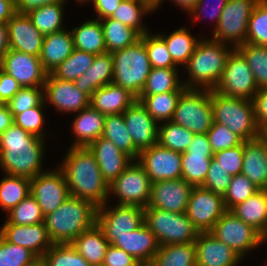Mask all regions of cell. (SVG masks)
Returning <instances> with one entry per match:
<instances>
[{
  "instance_id": "5",
  "label": "cell",
  "mask_w": 267,
  "mask_h": 266,
  "mask_svg": "<svg viewBox=\"0 0 267 266\" xmlns=\"http://www.w3.org/2000/svg\"><path fill=\"white\" fill-rule=\"evenodd\" d=\"M113 81L138 98L151 72L152 66L145 47V34L133 45L112 53Z\"/></svg>"
},
{
  "instance_id": "63",
  "label": "cell",
  "mask_w": 267,
  "mask_h": 266,
  "mask_svg": "<svg viewBox=\"0 0 267 266\" xmlns=\"http://www.w3.org/2000/svg\"><path fill=\"white\" fill-rule=\"evenodd\" d=\"M183 153L214 154L207 134H195L191 144Z\"/></svg>"
},
{
  "instance_id": "15",
  "label": "cell",
  "mask_w": 267,
  "mask_h": 266,
  "mask_svg": "<svg viewBox=\"0 0 267 266\" xmlns=\"http://www.w3.org/2000/svg\"><path fill=\"white\" fill-rule=\"evenodd\" d=\"M137 162L144 168L152 183L182 178L181 153L158 143L141 151Z\"/></svg>"
},
{
  "instance_id": "45",
  "label": "cell",
  "mask_w": 267,
  "mask_h": 266,
  "mask_svg": "<svg viewBox=\"0 0 267 266\" xmlns=\"http://www.w3.org/2000/svg\"><path fill=\"white\" fill-rule=\"evenodd\" d=\"M182 178L193 187L203 185L213 154L181 153Z\"/></svg>"
},
{
  "instance_id": "4",
  "label": "cell",
  "mask_w": 267,
  "mask_h": 266,
  "mask_svg": "<svg viewBox=\"0 0 267 266\" xmlns=\"http://www.w3.org/2000/svg\"><path fill=\"white\" fill-rule=\"evenodd\" d=\"M231 52L226 43L213 39L198 41L193 54L185 65L189 74L187 82L183 83L185 88L197 89L198 87V89L213 90L222 78Z\"/></svg>"
},
{
  "instance_id": "3",
  "label": "cell",
  "mask_w": 267,
  "mask_h": 266,
  "mask_svg": "<svg viewBox=\"0 0 267 266\" xmlns=\"http://www.w3.org/2000/svg\"><path fill=\"white\" fill-rule=\"evenodd\" d=\"M97 207L90 201L69 197L55 211L44 216L53 244H70L96 223Z\"/></svg>"
},
{
  "instance_id": "1",
  "label": "cell",
  "mask_w": 267,
  "mask_h": 266,
  "mask_svg": "<svg viewBox=\"0 0 267 266\" xmlns=\"http://www.w3.org/2000/svg\"><path fill=\"white\" fill-rule=\"evenodd\" d=\"M59 169L71 197L88 200L96 207L107 204L109 184L88 147H70Z\"/></svg>"
},
{
  "instance_id": "65",
  "label": "cell",
  "mask_w": 267,
  "mask_h": 266,
  "mask_svg": "<svg viewBox=\"0 0 267 266\" xmlns=\"http://www.w3.org/2000/svg\"><path fill=\"white\" fill-rule=\"evenodd\" d=\"M15 14V0H0V23L6 24Z\"/></svg>"
},
{
  "instance_id": "43",
  "label": "cell",
  "mask_w": 267,
  "mask_h": 266,
  "mask_svg": "<svg viewBox=\"0 0 267 266\" xmlns=\"http://www.w3.org/2000/svg\"><path fill=\"white\" fill-rule=\"evenodd\" d=\"M194 135L187 128L170 120L158 126L157 143L167 149L183 153L191 144Z\"/></svg>"
},
{
  "instance_id": "58",
  "label": "cell",
  "mask_w": 267,
  "mask_h": 266,
  "mask_svg": "<svg viewBox=\"0 0 267 266\" xmlns=\"http://www.w3.org/2000/svg\"><path fill=\"white\" fill-rule=\"evenodd\" d=\"M251 101L256 124L262 134H267V88L259 89Z\"/></svg>"
},
{
  "instance_id": "71",
  "label": "cell",
  "mask_w": 267,
  "mask_h": 266,
  "mask_svg": "<svg viewBox=\"0 0 267 266\" xmlns=\"http://www.w3.org/2000/svg\"><path fill=\"white\" fill-rule=\"evenodd\" d=\"M267 241V226L266 229L261 233V243Z\"/></svg>"
},
{
  "instance_id": "21",
  "label": "cell",
  "mask_w": 267,
  "mask_h": 266,
  "mask_svg": "<svg viewBox=\"0 0 267 266\" xmlns=\"http://www.w3.org/2000/svg\"><path fill=\"white\" fill-rule=\"evenodd\" d=\"M0 235L9 243L20 245L43 257L53 245L44 222L33 225L10 224L7 220L0 229Z\"/></svg>"
},
{
  "instance_id": "62",
  "label": "cell",
  "mask_w": 267,
  "mask_h": 266,
  "mask_svg": "<svg viewBox=\"0 0 267 266\" xmlns=\"http://www.w3.org/2000/svg\"><path fill=\"white\" fill-rule=\"evenodd\" d=\"M123 0H93L94 9L98 20L110 18Z\"/></svg>"
},
{
  "instance_id": "13",
  "label": "cell",
  "mask_w": 267,
  "mask_h": 266,
  "mask_svg": "<svg viewBox=\"0 0 267 266\" xmlns=\"http://www.w3.org/2000/svg\"><path fill=\"white\" fill-rule=\"evenodd\" d=\"M106 205L97 207L96 223L102 229L109 245L144 223V208L117 204L107 210Z\"/></svg>"
},
{
  "instance_id": "37",
  "label": "cell",
  "mask_w": 267,
  "mask_h": 266,
  "mask_svg": "<svg viewBox=\"0 0 267 266\" xmlns=\"http://www.w3.org/2000/svg\"><path fill=\"white\" fill-rule=\"evenodd\" d=\"M179 81L176 68H152L140 95L183 92L186 88Z\"/></svg>"
},
{
  "instance_id": "20",
  "label": "cell",
  "mask_w": 267,
  "mask_h": 266,
  "mask_svg": "<svg viewBox=\"0 0 267 266\" xmlns=\"http://www.w3.org/2000/svg\"><path fill=\"white\" fill-rule=\"evenodd\" d=\"M124 121L135 149L140 153L158 142V126L145 107L136 100L124 113Z\"/></svg>"
},
{
  "instance_id": "6",
  "label": "cell",
  "mask_w": 267,
  "mask_h": 266,
  "mask_svg": "<svg viewBox=\"0 0 267 266\" xmlns=\"http://www.w3.org/2000/svg\"><path fill=\"white\" fill-rule=\"evenodd\" d=\"M211 104L214 122L228 127L244 141L253 140L262 135L255 121L251 100L224 96L213 89Z\"/></svg>"
},
{
  "instance_id": "47",
  "label": "cell",
  "mask_w": 267,
  "mask_h": 266,
  "mask_svg": "<svg viewBox=\"0 0 267 266\" xmlns=\"http://www.w3.org/2000/svg\"><path fill=\"white\" fill-rule=\"evenodd\" d=\"M267 47V0L255 5L247 26L246 42Z\"/></svg>"
},
{
  "instance_id": "22",
  "label": "cell",
  "mask_w": 267,
  "mask_h": 266,
  "mask_svg": "<svg viewBox=\"0 0 267 266\" xmlns=\"http://www.w3.org/2000/svg\"><path fill=\"white\" fill-rule=\"evenodd\" d=\"M6 24L10 49L40 55L44 35L34 27L27 14L16 13Z\"/></svg>"
},
{
  "instance_id": "19",
  "label": "cell",
  "mask_w": 267,
  "mask_h": 266,
  "mask_svg": "<svg viewBox=\"0 0 267 266\" xmlns=\"http://www.w3.org/2000/svg\"><path fill=\"white\" fill-rule=\"evenodd\" d=\"M44 100L61 112H79L90 105V97L79 90L73 81L47 75L44 84Z\"/></svg>"
},
{
  "instance_id": "69",
  "label": "cell",
  "mask_w": 267,
  "mask_h": 266,
  "mask_svg": "<svg viewBox=\"0 0 267 266\" xmlns=\"http://www.w3.org/2000/svg\"><path fill=\"white\" fill-rule=\"evenodd\" d=\"M29 266H49L44 257H37Z\"/></svg>"
},
{
  "instance_id": "26",
  "label": "cell",
  "mask_w": 267,
  "mask_h": 266,
  "mask_svg": "<svg viewBox=\"0 0 267 266\" xmlns=\"http://www.w3.org/2000/svg\"><path fill=\"white\" fill-rule=\"evenodd\" d=\"M112 245L126 251L142 266H149L160 247L156 236L145 223L125 236H121Z\"/></svg>"
},
{
  "instance_id": "51",
  "label": "cell",
  "mask_w": 267,
  "mask_h": 266,
  "mask_svg": "<svg viewBox=\"0 0 267 266\" xmlns=\"http://www.w3.org/2000/svg\"><path fill=\"white\" fill-rule=\"evenodd\" d=\"M36 258L30 250L9 243L0 235V266H29Z\"/></svg>"
},
{
  "instance_id": "70",
  "label": "cell",
  "mask_w": 267,
  "mask_h": 266,
  "mask_svg": "<svg viewBox=\"0 0 267 266\" xmlns=\"http://www.w3.org/2000/svg\"><path fill=\"white\" fill-rule=\"evenodd\" d=\"M144 1H147L148 3H150L156 10V8L159 7L161 1L163 0H144Z\"/></svg>"
},
{
  "instance_id": "31",
  "label": "cell",
  "mask_w": 267,
  "mask_h": 266,
  "mask_svg": "<svg viewBox=\"0 0 267 266\" xmlns=\"http://www.w3.org/2000/svg\"><path fill=\"white\" fill-rule=\"evenodd\" d=\"M70 244L91 266L103 265L109 242L97 223L82 232Z\"/></svg>"
},
{
  "instance_id": "38",
  "label": "cell",
  "mask_w": 267,
  "mask_h": 266,
  "mask_svg": "<svg viewBox=\"0 0 267 266\" xmlns=\"http://www.w3.org/2000/svg\"><path fill=\"white\" fill-rule=\"evenodd\" d=\"M65 1L43 5L27 13L34 27L44 36L63 30V6Z\"/></svg>"
},
{
  "instance_id": "18",
  "label": "cell",
  "mask_w": 267,
  "mask_h": 266,
  "mask_svg": "<svg viewBox=\"0 0 267 266\" xmlns=\"http://www.w3.org/2000/svg\"><path fill=\"white\" fill-rule=\"evenodd\" d=\"M192 189L193 186L183 178L152 183L147 207L185 213Z\"/></svg>"
},
{
  "instance_id": "14",
  "label": "cell",
  "mask_w": 267,
  "mask_h": 266,
  "mask_svg": "<svg viewBox=\"0 0 267 266\" xmlns=\"http://www.w3.org/2000/svg\"><path fill=\"white\" fill-rule=\"evenodd\" d=\"M223 196L203 187H193L186 215L199 232H209L226 212Z\"/></svg>"
},
{
  "instance_id": "27",
  "label": "cell",
  "mask_w": 267,
  "mask_h": 266,
  "mask_svg": "<svg viewBox=\"0 0 267 266\" xmlns=\"http://www.w3.org/2000/svg\"><path fill=\"white\" fill-rule=\"evenodd\" d=\"M136 100L127 89L110 83L92 93L90 105L104 115H113L124 113Z\"/></svg>"
},
{
  "instance_id": "53",
  "label": "cell",
  "mask_w": 267,
  "mask_h": 266,
  "mask_svg": "<svg viewBox=\"0 0 267 266\" xmlns=\"http://www.w3.org/2000/svg\"><path fill=\"white\" fill-rule=\"evenodd\" d=\"M43 89L44 87H22L6 104L13 117L38 106L44 100Z\"/></svg>"
},
{
  "instance_id": "29",
  "label": "cell",
  "mask_w": 267,
  "mask_h": 266,
  "mask_svg": "<svg viewBox=\"0 0 267 266\" xmlns=\"http://www.w3.org/2000/svg\"><path fill=\"white\" fill-rule=\"evenodd\" d=\"M113 70L112 53L97 54L92 65L74 83L79 90L91 97L95 90L112 83Z\"/></svg>"
},
{
  "instance_id": "36",
  "label": "cell",
  "mask_w": 267,
  "mask_h": 266,
  "mask_svg": "<svg viewBox=\"0 0 267 266\" xmlns=\"http://www.w3.org/2000/svg\"><path fill=\"white\" fill-rule=\"evenodd\" d=\"M102 137L110 140L121 151L130 156L134 161L138 159L139 152L135 149L131 135L125 125L123 113L105 115Z\"/></svg>"
},
{
  "instance_id": "67",
  "label": "cell",
  "mask_w": 267,
  "mask_h": 266,
  "mask_svg": "<svg viewBox=\"0 0 267 266\" xmlns=\"http://www.w3.org/2000/svg\"><path fill=\"white\" fill-rule=\"evenodd\" d=\"M9 49L7 24L0 23V62Z\"/></svg>"
},
{
  "instance_id": "49",
  "label": "cell",
  "mask_w": 267,
  "mask_h": 266,
  "mask_svg": "<svg viewBox=\"0 0 267 266\" xmlns=\"http://www.w3.org/2000/svg\"><path fill=\"white\" fill-rule=\"evenodd\" d=\"M43 257L49 266H91L71 244H53Z\"/></svg>"
},
{
  "instance_id": "60",
  "label": "cell",
  "mask_w": 267,
  "mask_h": 266,
  "mask_svg": "<svg viewBox=\"0 0 267 266\" xmlns=\"http://www.w3.org/2000/svg\"><path fill=\"white\" fill-rule=\"evenodd\" d=\"M20 84L0 68V103L7 102L21 89Z\"/></svg>"
},
{
  "instance_id": "66",
  "label": "cell",
  "mask_w": 267,
  "mask_h": 266,
  "mask_svg": "<svg viewBox=\"0 0 267 266\" xmlns=\"http://www.w3.org/2000/svg\"><path fill=\"white\" fill-rule=\"evenodd\" d=\"M14 124L13 115L6 104L0 103V135Z\"/></svg>"
},
{
  "instance_id": "32",
  "label": "cell",
  "mask_w": 267,
  "mask_h": 266,
  "mask_svg": "<svg viewBox=\"0 0 267 266\" xmlns=\"http://www.w3.org/2000/svg\"><path fill=\"white\" fill-rule=\"evenodd\" d=\"M229 211L262 233L267 226V192L259 189L247 200L236 204Z\"/></svg>"
},
{
  "instance_id": "44",
  "label": "cell",
  "mask_w": 267,
  "mask_h": 266,
  "mask_svg": "<svg viewBox=\"0 0 267 266\" xmlns=\"http://www.w3.org/2000/svg\"><path fill=\"white\" fill-rule=\"evenodd\" d=\"M30 194V180L6 175L0 181V206L9 212Z\"/></svg>"
},
{
  "instance_id": "34",
  "label": "cell",
  "mask_w": 267,
  "mask_h": 266,
  "mask_svg": "<svg viewBox=\"0 0 267 266\" xmlns=\"http://www.w3.org/2000/svg\"><path fill=\"white\" fill-rule=\"evenodd\" d=\"M100 23L103 28L106 51L109 53L133 45L141 37L136 30L118 20L105 18L101 19Z\"/></svg>"
},
{
  "instance_id": "50",
  "label": "cell",
  "mask_w": 267,
  "mask_h": 266,
  "mask_svg": "<svg viewBox=\"0 0 267 266\" xmlns=\"http://www.w3.org/2000/svg\"><path fill=\"white\" fill-rule=\"evenodd\" d=\"M259 189L243 174L232 177L231 183L223 196L226 210L247 200Z\"/></svg>"
},
{
  "instance_id": "41",
  "label": "cell",
  "mask_w": 267,
  "mask_h": 266,
  "mask_svg": "<svg viewBox=\"0 0 267 266\" xmlns=\"http://www.w3.org/2000/svg\"><path fill=\"white\" fill-rule=\"evenodd\" d=\"M158 35L164 40L173 62L176 65L184 64L183 66H185L187 64L199 41L184 27L173 31L167 36L162 34Z\"/></svg>"
},
{
  "instance_id": "11",
  "label": "cell",
  "mask_w": 267,
  "mask_h": 266,
  "mask_svg": "<svg viewBox=\"0 0 267 266\" xmlns=\"http://www.w3.org/2000/svg\"><path fill=\"white\" fill-rule=\"evenodd\" d=\"M152 182L138 162H132L125 171L109 184V194L118 196V205L147 207Z\"/></svg>"
},
{
  "instance_id": "68",
  "label": "cell",
  "mask_w": 267,
  "mask_h": 266,
  "mask_svg": "<svg viewBox=\"0 0 267 266\" xmlns=\"http://www.w3.org/2000/svg\"><path fill=\"white\" fill-rule=\"evenodd\" d=\"M179 7L186 10L188 13L195 7L198 0H172Z\"/></svg>"
},
{
  "instance_id": "9",
  "label": "cell",
  "mask_w": 267,
  "mask_h": 266,
  "mask_svg": "<svg viewBox=\"0 0 267 266\" xmlns=\"http://www.w3.org/2000/svg\"><path fill=\"white\" fill-rule=\"evenodd\" d=\"M259 0H229L222 10L213 40L232 43L236 48L246 42L250 15ZM232 41V42H231Z\"/></svg>"
},
{
  "instance_id": "24",
  "label": "cell",
  "mask_w": 267,
  "mask_h": 266,
  "mask_svg": "<svg viewBox=\"0 0 267 266\" xmlns=\"http://www.w3.org/2000/svg\"><path fill=\"white\" fill-rule=\"evenodd\" d=\"M196 266H237L241 257L210 232H200L196 241Z\"/></svg>"
},
{
  "instance_id": "33",
  "label": "cell",
  "mask_w": 267,
  "mask_h": 266,
  "mask_svg": "<svg viewBox=\"0 0 267 266\" xmlns=\"http://www.w3.org/2000/svg\"><path fill=\"white\" fill-rule=\"evenodd\" d=\"M74 48L92 54L107 52L100 20H89L71 31Z\"/></svg>"
},
{
  "instance_id": "23",
  "label": "cell",
  "mask_w": 267,
  "mask_h": 266,
  "mask_svg": "<svg viewBox=\"0 0 267 266\" xmlns=\"http://www.w3.org/2000/svg\"><path fill=\"white\" fill-rule=\"evenodd\" d=\"M88 148L94 154L101 175L108 184L120 176L134 161L110 140L102 136L96 139Z\"/></svg>"
},
{
  "instance_id": "46",
  "label": "cell",
  "mask_w": 267,
  "mask_h": 266,
  "mask_svg": "<svg viewBox=\"0 0 267 266\" xmlns=\"http://www.w3.org/2000/svg\"><path fill=\"white\" fill-rule=\"evenodd\" d=\"M95 54L74 48L72 54L66 58L51 74L58 79L75 81L92 65Z\"/></svg>"
},
{
  "instance_id": "59",
  "label": "cell",
  "mask_w": 267,
  "mask_h": 266,
  "mask_svg": "<svg viewBox=\"0 0 267 266\" xmlns=\"http://www.w3.org/2000/svg\"><path fill=\"white\" fill-rule=\"evenodd\" d=\"M104 266H142L126 251L109 245L106 249Z\"/></svg>"
},
{
  "instance_id": "16",
  "label": "cell",
  "mask_w": 267,
  "mask_h": 266,
  "mask_svg": "<svg viewBox=\"0 0 267 266\" xmlns=\"http://www.w3.org/2000/svg\"><path fill=\"white\" fill-rule=\"evenodd\" d=\"M30 194L37 201L44 216L55 211L70 197L64 174L59 168L33 177L30 180Z\"/></svg>"
},
{
  "instance_id": "30",
  "label": "cell",
  "mask_w": 267,
  "mask_h": 266,
  "mask_svg": "<svg viewBox=\"0 0 267 266\" xmlns=\"http://www.w3.org/2000/svg\"><path fill=\"white\" fill-rule=\"evenodd\" d=\"M104 121L105 115L91 105L79 111L72 123L76 138L71 147H89L102 136Z\"/></svg>"
},
{
  "instance_id": "25",
  "label": "cell",
  "mask_w": 267,
  "mask_h": 266,
  "mask_svg": "<svg viewBox=\"0 0 267 266\" xmlns=\"http://www.w3.org/2000/svg\"><path fill=\"white\" fill-rule=\"evenodd\" d=\"M241 174L258 189H264L267 182V134L244 141Z\"/></svg>"
},
{
  "instance_id": "56",
  "label": "cell",
  "mask_w": 267,
  "mask_h": 266,
  "mask_svg": "<svg viewBox=\"0 0 267 266\" xmlns=\"http://www.w3.org/2000/svg\"><path fill=\"white\" fill-rule=\"evenodd\" d=\"M244 142L213 154V159L231 176L241 174Z\"/></svg>"
},
{
  "instance_id": "17",
  "label": "cell",
  "mask_w": 267,
  "mask_h": 266,
  "mask_svg": "<svg viewBox=\"0 0 267 266\" xmlns=\"http://www.w3.org/2000/svg\"><path fill=\"white\" fill-rule=\"evenodd\" d=\"M0 68L12 76L21 87H44L48 75L39 56L12 49L4 55Z\"/></svg>"
},
{
  "instance_id": "54",
  "label": "cell",
  "mask_w": 267,
  "mask_h": 266,
  "mask_svg": "<svg viewBox=\"0 0 267 266\" xmlns=\"http://www.w3.org/2000/svg\"><path fill=\"white\" fill-rule=\"evenodd\" d=\"M207 136L213 153L238 146L244 142L240 136L231 132L228 127L216 122H213Z\"/></svg>"
},
{
  "instance_id": "7",
  "label": "cell",
  "mask_w": 267,
  "mask_h": 266,
  "mask_svg": "<svg viewBox=\"0 0 267 266\" xmlns=\"http://www.w3.org/2000/svg\"><path fill=\"white\" fill-rule=\"evenodd\" d=\"M144 223L156 236L160 246L194 243L200 233L186 213L145 207Z\"/></svg>"
},
{
  "instance_id": "73",
  "label": "cell",
  "mask_w": 267,
  "mask_h": 266,
  "mask_svg": "<svg viewBox=\"0 0 267 266\" xmlns=\"http://www.w3.org/2000/svg\"><path fill=\"white\" fill-rule=\"evenodd\" d=\"M264 190L267 192V182H266V185L264 187Z\"/></svg>"
},
{
  "instance_id": "64",
  "label": "cell",
  "mask_w": 267,
  "mask_h": 266,
  "mask_svg": "<svg viewBox=\"0 0 267 266\" xmlns=\"http://www.w3.org/2000/svg\"><path fill=\"white\" fill-rule=\"evenodd\" d=\"M66 0H15L16 13L27 14L33 9L42 7L43 5L63 2Z\"/></svg>"
},
{
  "instance_id": "57",
  "label": "cell",
  "mask_w": 267,
  "mask_h": 266,
  "mask_svg": "<svg viewBox=\"0 0 267 266\" xmlns=\"http://www.w3.org/2000/svg\"><path fill=\"white\" fill-rule=\"evenodd\" d=\"M232 177L212 158L206 179L201 187L224 196Z\"/></svg>"
},
{
  "instance_id": "40",
  "label": "cell",
  "mask_w": 267,
  "mask_h": 266,
  "mask_svg": "<svg viewBox=\"0 0 267 266\" xmlns=\"http://www.w3.org/2000/svg\"><path fill=\"white\" fill-rule=\"evenodd\" d=\"M154 10L155 8L147 1L123 0L110 18L133 28L142 36L148 33V31L141 24V17L146 13L154 12Z\"/></svg>"
},
{
  "instance_id": "48",
  "label": "cell",
  "mask_w": 267,
  "mask_h": 266,
  "mask_svg": "<svg viewBox=\"0 0 267 266\" xmlns=\"http://www.w3.org/2000/svg\"><path fill=\"white\" fill-rule=\"evenodd\" d=\"M10 224L33 225L44 222V214L34 197L29 194L8 212Z\"/></svg>"
},
{
  "instance_id": "55",
  "label": "cell",
  "mask_w": 267,
  "mask_h": 266,
  "mask_svg": "<svg viewBox=\"0 0 267 266\" xmlns=\"http://www.w3.org/2000/svg\"><path fill=\"white\" fill-rule=\"evenodd\" d=\"M44 104L45 100H43L38 106L16 114L13 117L14 124L31 134L44 138V132L42 128L45 122L44 115L42 113Z\"/></svg>"
},
{
  "instance_id": "2",
  "label": "cell",
  "mask_w": 267,
  "mask_h": 266,
  "mask_svg": "<svg viewBox=\"0 0 267 266\" xmlns=\"http://www.w3.org/2000/svg\"><path fill=\"white\" fill-rule=\"evenodd\" d=\"M43 139L11 125L0 135V167L7 175L29 180L43 173Z\"/></svg>"
},
{
  "instance_id": "61",
  "label": "cell",
  "mask_w": 267,
  "mask_h": 266,
  "mask_svg": "<svg viewBox=\"0 0 267 266\" xmlns=\"http://www.w3.org/2000/svg\"><path fill=\"white\" fill-rule=\"evenodd\" d=\"M229 0H219L217 6L213 7V4L211 5V13H208L210 19H216V24L215 26L217 27L219 18L221 16L222 10L225 7V5L227 4ZM206 4V0H198L195 7L190 11L191 15L194 16L193 18L196 19H201L200 17H202V13L203 12H207L205 8L208 7V4H206L207 6H204ZM201 14V15H200Z\"/></svg>"
},
{
  "instance_id": "39",
  "label": "cell",
  "mask_w": 267,
  "mask_h": 266,
  "mask_svg": "<svg viewBox=\"0 0 267 266\" xmlns=\"http://www.w3.org/2000/svg\"><path fill=\"white\" fill-rule=\"evenodd\" d=\"M182 92H165L153 95H140L137 100L156 122L172 120L177 102Z\"/></svg>"
},
{
  "instance_id": "52",
  "label": "cell",
  "mask_w": 267,
  "mask_h": 266,
  "mask_svg": "<svg viewBox=\"0 0 267 266\" xmlns=\"http://www.w3.org/2000/svg\"><path fill=\"white\" fill-rule=\"evenodd\" d=\"M145 34V47L152 68H177L164 40L157 34Z\"/></svg>"
},
{
  "instance_id": "72",
  "label": "cell",
  "mask_w": 267,
  "mask_h": 266,
  "mask_svg": "<svg viewBox=\"0 0 267 266\" xmlns=\"http://www.w3.org/2000/svg\"><path fill=\"white\" fill-rule=\"evenodd\" d=\"M77 2H89V1H91V2H93V0H76Z\"/></svg>"
},
{
  "instance_id": "8",
  "label": "cell",
  "mask_w": 267,
  "mask_h": 266,
  "mask_svg": "<svg viewBox=\"0 0 267 266\" xmlns=\"http://www.w3.org/2000/svg\"><path fill=\"white\" fill-rule=\"evenodd\" d=\"M171 121L194 134H207L214 122L211 90L186 88L178 99Z\"/></svg>"
},
{
  "instance_id": "35",
  "label": "cell",
  "mask_w": 267,
  "mask_h": 266,
  "mask_svg": "<svg viewBox=\"0 0 267 266\" xmlns=\"http://www.w3.org/2000/svg\"><path fill=\"white\" fill-rule=\"evenodd\" d=\"M149 266H196L195 244L160 246Z\"/></svg>"
},
{
  "instance_id": "28",
  "label": "cell",
  "mask_w": 267,
  "mask_h": 266,
  "mask_svg": "<svg viewBox=\"0 0 267 266\" xmlns=\"http://www.w3.org/2000/svg\"><path fill=\"white\" fill-rule=\"evenodd\" d=\"M73 50L72 33L63 29L44 36L39 59L45 71L50 74L72 54Z\"/></svg>"
},
{
  "instance_id": "10",
  "label": "cell",
  "mask_w": 267,
  "mask_h": 266,
  "mask_svg": "<svg viewBox=\"0 0 267 266\" xmlns=\"http://www.w3.org/2000/svg\"><path fill=\"white\" fill-rule=\"evenodd\" d=\"M230 50L222 78L214 90L224 96L252 100L259 90L253 72L234 47Z\"/></svg>"
},
{
  "instance_id": "12",
  "label": "cell",
  "mask_w": 267,
  "mask_h": 266,
  "mask_svg": "<svg viewBox=\"0 0 267 266\" xmlns=\"http://www.w3.org/2000/svg\"><path fill=\"white\" fill-rule=\"evenodd\" d=\"M241 258L261 244V233L227 210L209 231Z\"/></svg>"
},
{
  "instance_id": "42",
  "label": "cell",
  "mask_w": 267,
  "mask_h": 266,
  "mask_svg": "<svg viewBox=\"0 0 267 266\" xmlns=\"http://www.w3.org/2000/svg\"><path fill=\"white\" fill-rule=\"evenodd\" d=\"M235 49L245 58L258 89L267 88V47L244 43Z\"/></svg>"
}]
</instances>
